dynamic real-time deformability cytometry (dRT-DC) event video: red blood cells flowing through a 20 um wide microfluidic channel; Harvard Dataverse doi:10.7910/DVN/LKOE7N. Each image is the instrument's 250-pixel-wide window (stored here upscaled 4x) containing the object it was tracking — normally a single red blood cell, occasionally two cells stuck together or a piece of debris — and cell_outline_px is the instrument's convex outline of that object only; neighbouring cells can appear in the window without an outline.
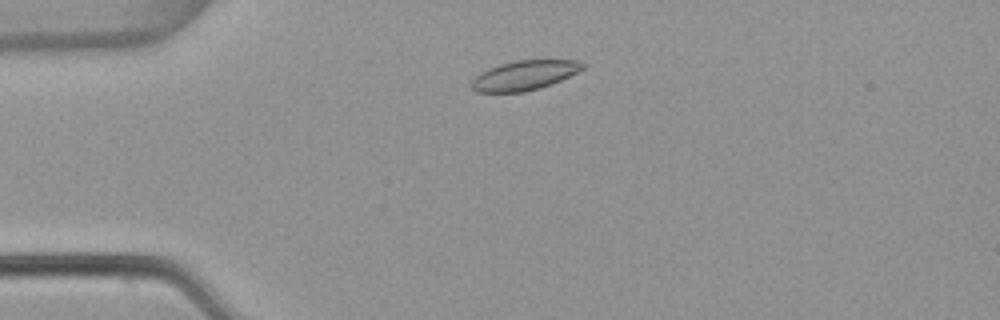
{"species": "common noctule bat (a hibernating species)", "species_latin": "Nyctalus noctula", "temperature_condition": "warm", "stored_images_in_passage": 48, "camera_frame_rate_fps": 3000, "um_per_image_px": 0.085, "animal": {"sex": "female", "body_mass_g": 22.7, "forearm_length_mm": 54.2}, "frame": {"image": 1, "passage_image": 7, "time_ms": 2.0, "image_size_px": [1000, 320], "cell_outline_px": [[588, 64], [584, 68], [552, 84], [540, 88], [524, 92], [476, 92], [472, 88], [472, 80], [480, 72], [488, 68], [500, 64], [516, 60], [576, 60]], "centroid_in_image_um": [44.58, 6.4], "position_along_channel_um": 40.4, "area_um2": 19.13}}
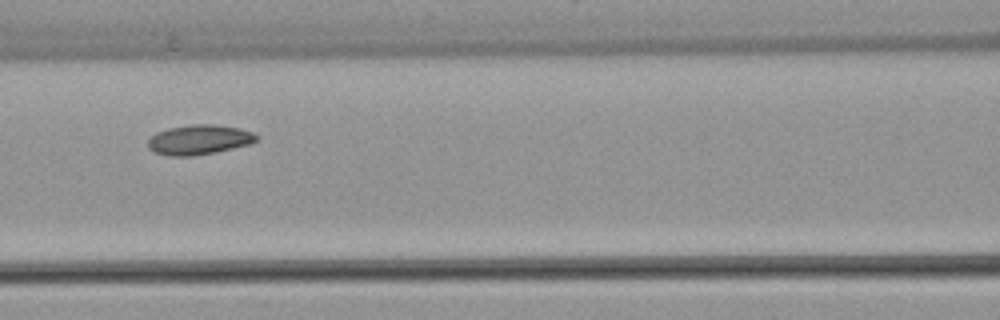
{"frame": {"image": 2, "passage_image": 18, "time_ms": 5.667, "image_size_px": [1000, 320], "cell_outline_px": [[260, 136], [256, 140], [248, 144], [216, 152], [192, 156], [168, 156], [152, 152], [148, 148], [148, 140], [156, 132], [168, 128], [192, 124], [212, 124], [240, 128], [252, 132]], "centroid_in_image_um": [16.89, 11.87], "position_along_channel_um": 149.7, "area_um2": 18.9}}
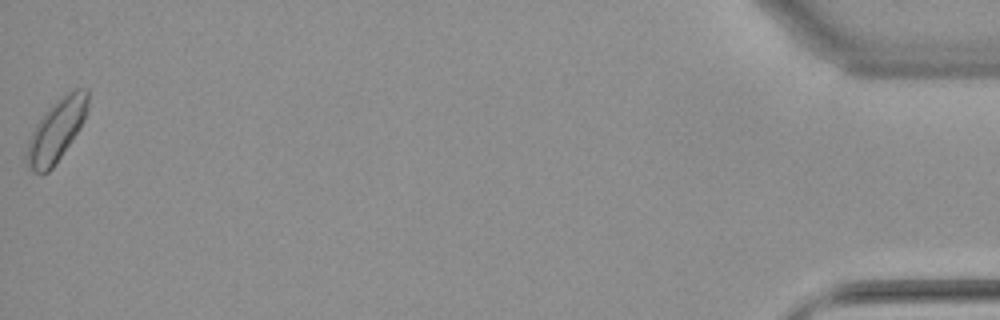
{"frame": {"image": 3, "passage_image": 48, "time_ms": 15.667, "image_size_px": [1000, 320], "cell_outline_px": [[88, 108], [84, 120], [80, 128], [52, 168], [48, 172], [32, 172], [28, 168], [28, 140], [36, 124], [44, 112], [60, 96], [76, 88], [88, 88]], "centroid_in_image_um": [4.82, 11.02], "position_along_channel_um": 430.4, "area_um2": 21.79}, "authors_computed_cell_mechanics": {"area_um2": 18.5249, "velocity_mm_per_s": 3.7886, "shape_relaxation_time_tau1_ms": 3.1984, "shape_relaxation_time_tau2_ms": null, "deformation_change_tau1": 0.0703, "deformation_change_tau2": null}}